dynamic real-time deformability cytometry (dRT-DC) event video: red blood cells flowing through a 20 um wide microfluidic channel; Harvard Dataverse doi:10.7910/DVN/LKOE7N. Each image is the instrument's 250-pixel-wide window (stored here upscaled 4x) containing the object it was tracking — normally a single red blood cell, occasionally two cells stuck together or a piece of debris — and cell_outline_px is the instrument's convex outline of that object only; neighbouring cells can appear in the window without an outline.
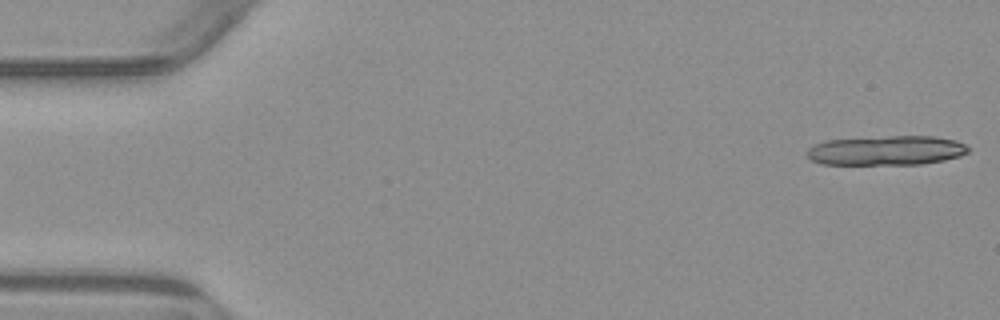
{"species": "common noctule bat (a hibernating species)", "species_latin": "Nyctalus noctula", "temperature_condition": "warm", "stored_images_in_passage": 6, "camera_frame_rate_fps": 3000, "um_per_image_px": 0.085, "animal": {"sex": "male", "body_mass_g": 23.1, "forearm_length_mm": 52.7}, "frame": {"image": 1, "passage_image": 1, "time_ms": 0.0, "image_size_px": [1000, 320], "cell_outline_px": [[972, 148], [968, 152], [960, 156], [944, 160], [920, 164], [820, 164], [812, 160], [808, 156], [808, 148], [824, 140], [888, 136], [936, 136], [956, 140]], "centroid_in_image_um": [75.38, 12.78], "position_along_channel_um": 9.6, "area_um2": 27.8}}
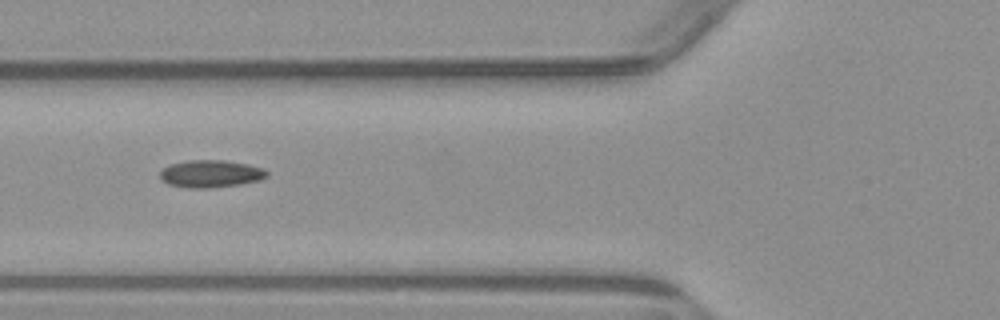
{"frame": {"image": 2, "passage_image": 6, "time_ms": 6.333, "image_size_px": [1000, 320], "cell_outline_px": [[268, 176], [260, 180], [240, 184], [208, 188], [188, 188], [168, 184], [160, 176], [160, 172], [164, 168], [172, 164], [188, 160], [224, 160], [248, 164], [264, 168], [268, 172]], "centroid_in_image_um": [17.95, 14.77], "position_along_channel_um": 107.8, "area_um2": 16.99}}